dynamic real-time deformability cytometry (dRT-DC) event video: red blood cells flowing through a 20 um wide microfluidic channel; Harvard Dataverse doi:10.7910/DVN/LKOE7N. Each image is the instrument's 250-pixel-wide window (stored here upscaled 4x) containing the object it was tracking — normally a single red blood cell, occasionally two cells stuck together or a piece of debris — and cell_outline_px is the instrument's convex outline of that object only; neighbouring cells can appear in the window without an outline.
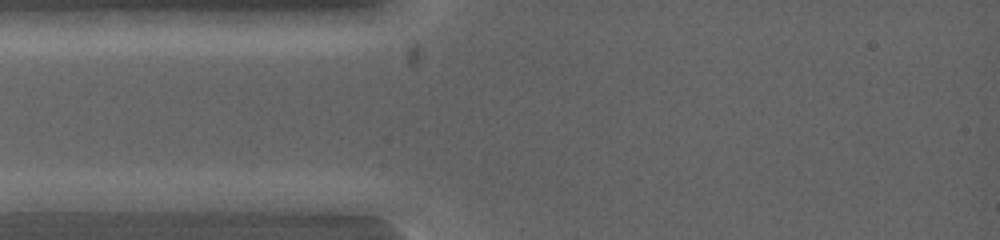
{"species": "common noctule bat (a hibernating species)", "species_latin": "Nyctalus noctula", "temperature_condition": "warm", "stored_images_in_passage": 5, "camera_frame_rate_fps": 5000, "um_per_image_px": 0.085, "animal": {"sex": "female", "body_mass_g": 19.0, "forearm_length_mm": 53.3}, "frame": {"image": 1, "passage_image": 2, "time_ms": 0.4, "image_size_px": [1000, 240], "cell_outline_px": [[108, 200], [96, 212], [56, 216], [36, 216], [16, 212], [12, 200], [20, 192], [100, 192]], "centroid_in_image_um": [4.94, 17.27], "position_along_channel_um": 80.1, "area_um2": 14.16}}